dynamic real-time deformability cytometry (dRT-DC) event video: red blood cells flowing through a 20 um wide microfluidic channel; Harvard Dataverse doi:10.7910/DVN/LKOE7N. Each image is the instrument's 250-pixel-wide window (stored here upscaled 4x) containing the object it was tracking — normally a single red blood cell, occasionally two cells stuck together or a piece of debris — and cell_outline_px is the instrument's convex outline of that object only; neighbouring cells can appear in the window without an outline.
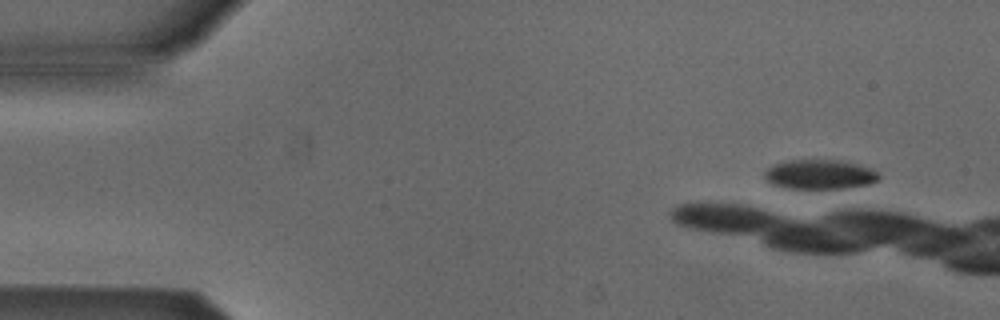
{"species": "Egyptian fruit bat (a non-hibernating species)", "species_latin": "Rousettus aegyptiacus", "temperature_condition": "cold", "stored_images_in_passage": 2, "camera_frame_rate_fps": 3000, "um_per_image_px": 0.085, "animal": {"sex": "male"}, "frame": {"image": 1, "passage_image": 2, "time_ms": 0.333, "image_size_px": [1000, 320], "cell_outline_px": [[880, 176], [876, 180], [868, 184], [840, 188], [788, 188], [772, 184], [764, 176], [764, 172], [768, 168], [776, 164], [788, 160], [840, 160], [868, 168], [876, 172]], "centroid_in_image_um": [69.63, 14.82], "position_along_channel_um": 15.4, "area_um2": 19.13}}